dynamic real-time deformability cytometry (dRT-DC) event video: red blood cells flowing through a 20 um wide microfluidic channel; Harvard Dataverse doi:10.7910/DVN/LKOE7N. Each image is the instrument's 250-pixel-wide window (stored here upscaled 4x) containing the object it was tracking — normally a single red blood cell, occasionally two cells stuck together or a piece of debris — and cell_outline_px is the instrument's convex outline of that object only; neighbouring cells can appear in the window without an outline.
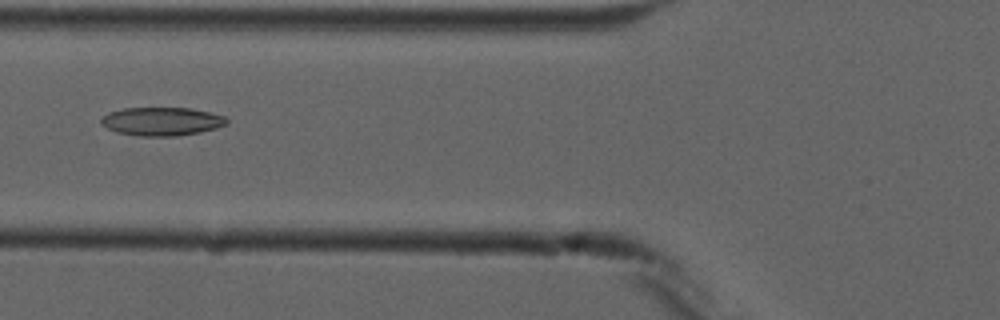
{"species": "common noctule bat (a hibernating species)", "species_latin": "Nyctalus noctula", "temperature_condition": "cold", "stored_images_in_passage": 6, "camera_frame_rate_fps": 3000, "um_per_image_px": 0.085, "animal": {"sex": "male", "forearm_length_mm": 52.5}, "frame": {"image": 1, "passage_image": 6, "time_ms": 6.667, "image_size_px": [1000, 320], "cell_outline_px": [[228, 124], [216, 128], [200, 132], [176, 136], [140, 136], [116, 132], [100, 124], [100, 120], [108, 112], [124, 108], [188, 108], [212, 112], [224, 116], [228, 120]], "centroid_in_image_um": [13.76, 10.32], "position_along_channel_um": 112.0, "area_um2": 20.87}}